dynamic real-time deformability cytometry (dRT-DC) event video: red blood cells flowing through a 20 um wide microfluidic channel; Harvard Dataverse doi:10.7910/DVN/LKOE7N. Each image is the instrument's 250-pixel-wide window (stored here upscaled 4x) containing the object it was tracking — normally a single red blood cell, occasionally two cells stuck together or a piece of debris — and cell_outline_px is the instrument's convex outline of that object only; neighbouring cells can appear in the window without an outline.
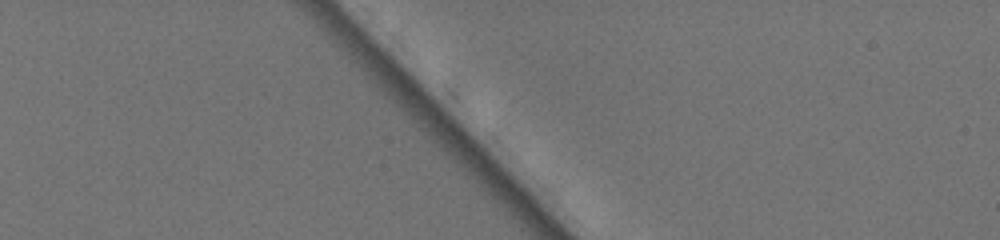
{"species": "common noctule bat (a hibernating species)", "species_latin": "Nyctalus noctula", "temperature_condition": "warm", "stored_images_in_passage": 2, "camera_frame_rate_fps": 3000, "um_per_image_px": 0.085, "animal": {"sex": "female", "body_mass_g": 19.5, "forearm_length_mm": 54.1}, "frame": {"image": 1, "passage_image": 1, "time_ms": 0.0, "image_size_px": [1000, 240], "cell_outline_px": [[600, 108], [592, 120], [584, 116], [528, 64], [520, 52], [524, 44], [568, 72], [592, 96]], "centroid_in_image_um": [47.77, 7.02], "position_along_channel_um": 37.2, "area_um2": 12.89}}